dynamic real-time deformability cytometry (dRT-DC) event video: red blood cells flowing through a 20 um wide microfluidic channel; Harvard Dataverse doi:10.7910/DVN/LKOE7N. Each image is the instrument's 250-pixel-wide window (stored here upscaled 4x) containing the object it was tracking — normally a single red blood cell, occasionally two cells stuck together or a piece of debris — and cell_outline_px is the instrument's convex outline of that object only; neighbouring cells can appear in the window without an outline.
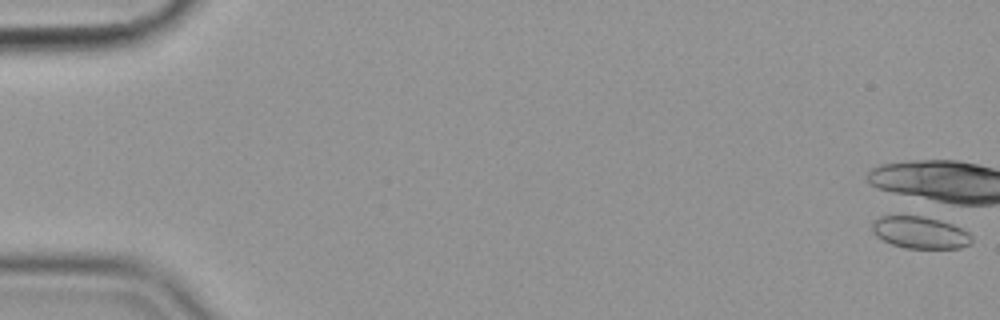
{"species": "common noctule bat (a hibernating species)", "species_latin": "Nyctalus noctula", "temperature_condition": "cold", "stored_images_in_passage": 1, "camera_frame_rate_fps": 3000, "um_per_image_px": 0.085, "animal": {"sex": "female", "body_mass_g": 19.9}, "frame": {"image": 1, "passage_image": 1, "time_ms": 0.0, "image_size_px": [1000, 320], "cell_outline_px": [[972, 240], [968, 244], [960, 248], [904, 248], [892, 244], [876, 236], [872, 232], [872, 220], [880, 216], [924, 216], [940, 220], [952, 224], [968, 232], [972, 236]], "centroid_in_image_um": [78.18, 19.76], "position_along_channel_um": 6.8, "area_um2": 18.55}}